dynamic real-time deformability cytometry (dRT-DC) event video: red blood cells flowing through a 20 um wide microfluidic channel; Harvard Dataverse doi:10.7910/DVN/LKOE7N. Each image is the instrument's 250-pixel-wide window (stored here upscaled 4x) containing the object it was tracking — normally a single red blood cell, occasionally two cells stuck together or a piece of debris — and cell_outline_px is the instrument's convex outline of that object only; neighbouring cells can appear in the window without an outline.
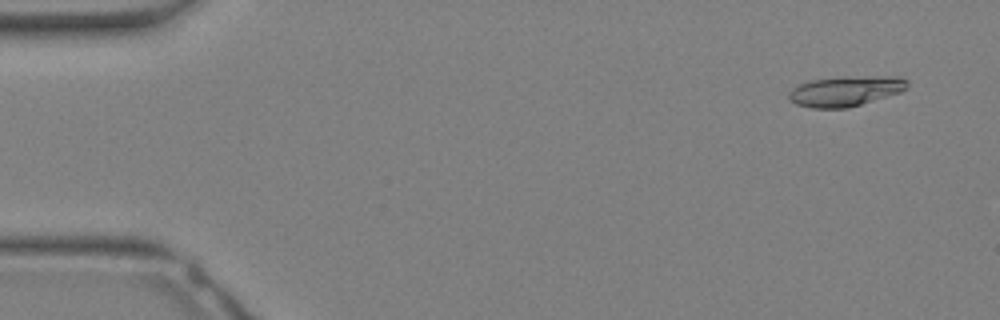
{"species": "Egyptian fruit bat (a non-hibernating species)", "species_latin": "Rousettus aegyptiacus", "temperature_condition": "warm", "stored_images_in_passage": 32, "camera_frame_rate_fps": 3000, "um_per_image_px": 0.085, "animal": {"sex": "female"}, "frame": {"image": 1, "passage_image": 2, "time_ms": 0.333, "image_size_px": [1000, 320], "cell_outline_px": [[908, 88], [900, 92], [848, 108], [812, 108], [796, 104], [788, 100], [788, 92], [792, 88], [808, 80], [888, 76], [900, 76], [908, 80]], "centroid_in_image_um": [71.85, 7.76], "position_along_channel_um": 13.1, "area_um2": 20.52}}
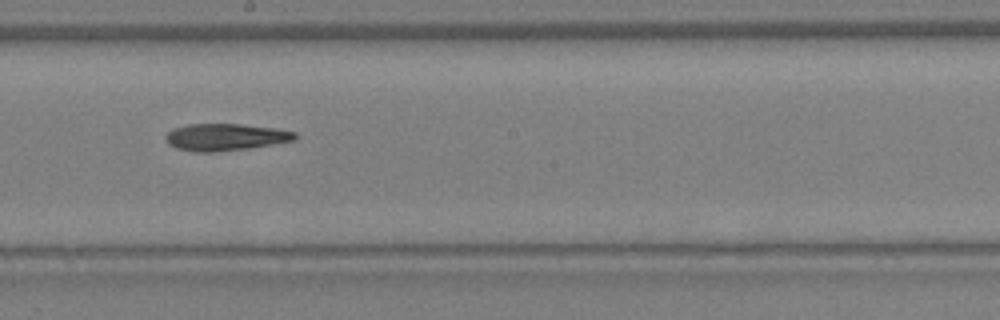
{"frame": {"image": 2, "passage_image": 18, "time_ms": 5.667, "image_size_px": [1000, 320], "cell_outline_px": [[296, 136], [292, 140], [248, 148], [216, 152], [196, 152], [176, 148], [168, 144], [164, 136], [172, 128], [188, 124], [240, 124], [272, 128], [296, 132]], "centroid_in_image_um": [19.06, 11.65], "position_along_channel_um": 229.1, "area_um2": 20.11}}
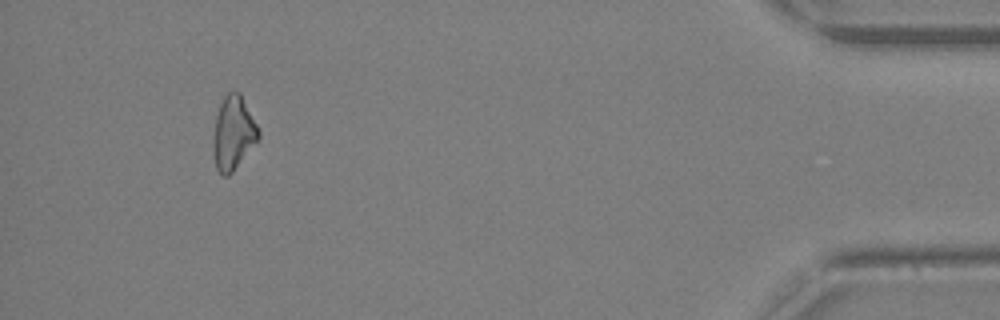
{"frame": {"image": 3, "passage_image": 30, "time_ms": 9.667, "image_size_px": [1000, 320], "cell_outline_px": [[260, 136], [256, 144], [232, 172], [228, 176], [224, 176], [216, 168], [212, 152], [212, 144], [216, 116], [220, 104], [224, 96], [228, 92], [240, 92], [260, 132]], "centroid_in_image_um": [19.82, 11.33], "position_along_channel_um": 415.4, "area_um2": 19.42}}